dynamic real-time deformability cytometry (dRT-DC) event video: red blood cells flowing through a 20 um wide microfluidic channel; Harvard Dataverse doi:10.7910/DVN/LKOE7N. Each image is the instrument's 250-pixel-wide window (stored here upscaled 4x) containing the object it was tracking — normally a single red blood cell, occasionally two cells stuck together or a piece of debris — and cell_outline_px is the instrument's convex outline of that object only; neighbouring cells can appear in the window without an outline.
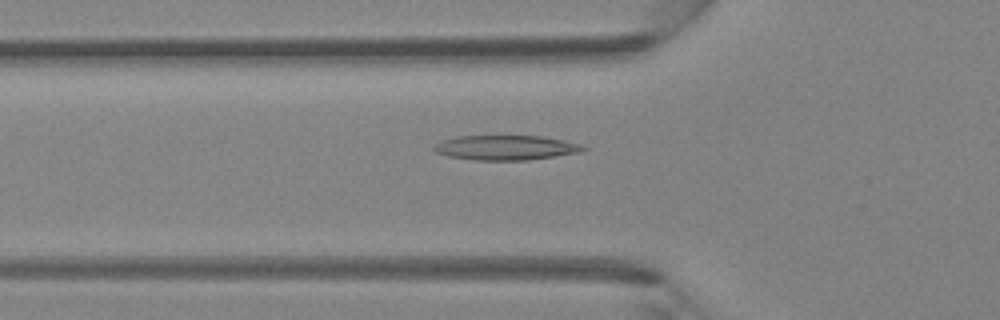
{"species": "Egyptian fruit bat (a non-hibernating species)", "species_latin": "Rousettus aegyptiacus", "temperature_condition": "room temperature", "stored_images_in_passage": 39, "camera_frame_rate_fps": 3000, "um_per_image_px": 0.085, "animal": {"sex": "female"}, "frame": {"image": 1, "passage_image": 15, "time_ms": 4.667, "image_size_px": [1000, 320], "cell_outline_px": [[588, 148], [580, 152], [528, 160], [476, 160], [448, 156], [436, 152], [432, 148], [432, 144], [456, 136], [540, 136], [564, 140], [580, 144]], "centroid_in_image_um": [42.97, 12.55], "position_along_channel_um": 82.8, "area_um2": 21.44}}
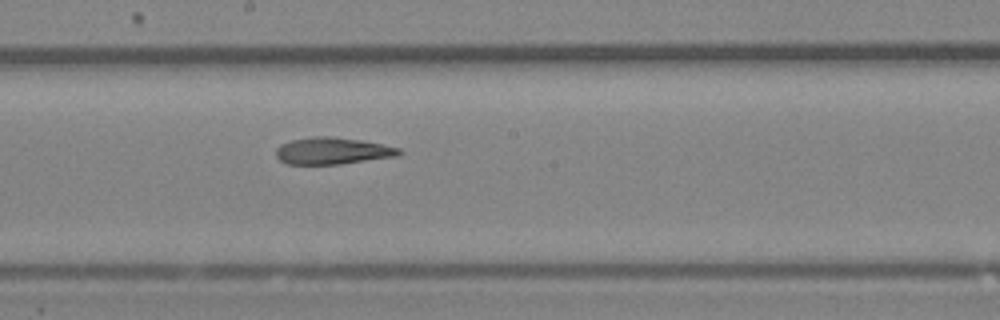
{"frame": {"image": 2, "passage_image": 24, "time_ms": 7.667, "image_size_px": [1000, 320], "cell_outline_px": [[404, 152], [396, 156], [340, 164], [288, 164], [280, 160], [276, 156], [276, 148], [280, 144], [292, 140], [312, 136], [328, 136], [360, 140], [400, 148]], "centroid_in_image_um": [28.24, 12.82], "position_along_channel_um": 220.0, "area_um2": 19.13}}
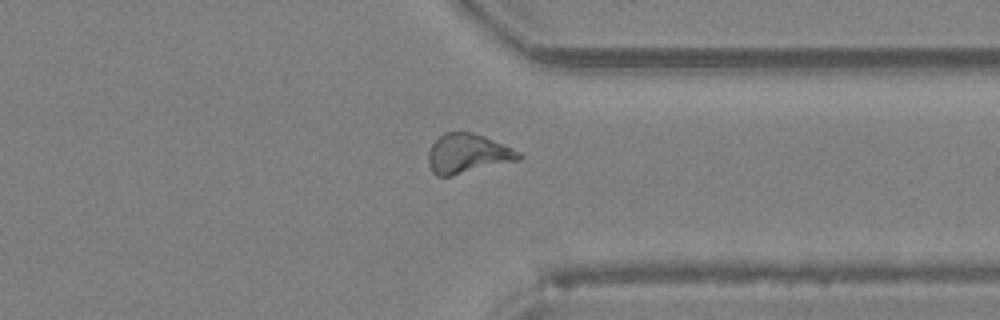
{"frame": {"image": 3, "passage_image": 34, "time_ms": 11.0, "image_size_px": [1000, 320], "cell_outline_px": [[524, 156], [520, 160], [452, 176], [436, 176], [432, 172], [428, 164], [428, 152], [432, 144], [444, 132], [472, 132], [484, 136], [512, 148], [520, 152]], "centroid_in_image_um": [39.75, 13.07], "position_along_channel_um": 371.6, "area_um2": 20.92}}